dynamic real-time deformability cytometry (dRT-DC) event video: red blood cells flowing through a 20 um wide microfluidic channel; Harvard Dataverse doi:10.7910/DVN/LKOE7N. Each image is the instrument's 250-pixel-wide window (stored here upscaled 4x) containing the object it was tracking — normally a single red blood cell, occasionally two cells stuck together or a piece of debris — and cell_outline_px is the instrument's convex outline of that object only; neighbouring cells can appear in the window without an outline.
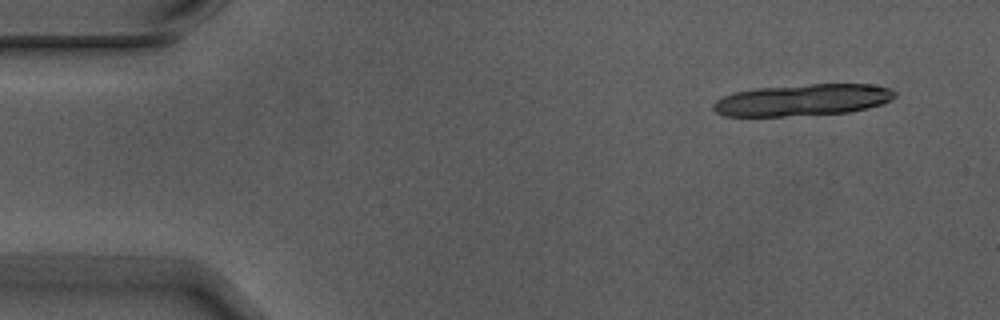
{"species": "Egyptian fruit bat (a non-hibernating species)", "species_latin": "Rousettus aegyptiacus", "temperature_condition": "warm", "stored_images_in_passage": 5, "camera_frame_rate_fps": 3000, "um_per_image_px": 0.085, "animal": {"sex": "male"}, "frame": {"image": 1, "passage_image": 1, "time_ms": 0.0, "image_size_px": [1000, 320], "cell_outline_px": [[896, 96], [892, 100], [868, 108], [848, 112], [784, 116], [724, 116], [716, 112], [712, 108], [712, 104], [716, 100], [724, 96], [736, 92], [756, 88], [808, 84], [872, 84], [888, 88], [896, 92]], "centroid_in_image_um": [68.22, 8.49], "position_along_channel_um": 16.8, "area_um2": 33.47}}